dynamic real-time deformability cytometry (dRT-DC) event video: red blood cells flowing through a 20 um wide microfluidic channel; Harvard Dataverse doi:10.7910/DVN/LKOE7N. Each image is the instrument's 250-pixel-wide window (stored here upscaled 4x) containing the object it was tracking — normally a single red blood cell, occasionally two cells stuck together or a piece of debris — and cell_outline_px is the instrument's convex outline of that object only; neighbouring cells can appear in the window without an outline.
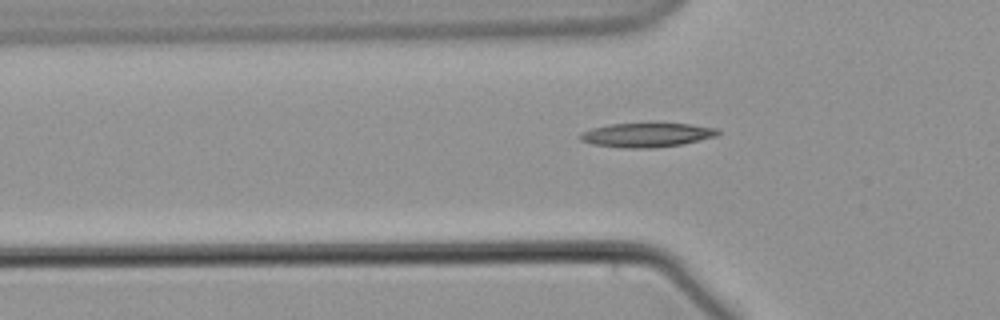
{"species": "common noctule bat (a hibernating species)", "species_latin": "Nyctalus noctula", "temperature_condition": "warm", "stored_images_in_passage": 42, "camera_frame_rate_fps": 3000, "um_per_image_px": 0.085, "animal": {"sex": "male", "body_mass_g": 21.5, "forearm_length_mm": 52.0}, "frame": {"image": 1, "passage_image": 5, "time_ms": 1.333, "image_size_px": [1000, 320], "cell_outline_px": [[720, 132], [716, 136], [684, 144], [652, 148], [620, 148], [592, 144], [580, 140], [580, 136], [584, 132], [592, 128], [612, 124], [688, 124], [716, 128]], "centroid_in_image_um": [54.98, 11.49], "position_along_channel_um": 70.8, "area_um2": 19.13}}
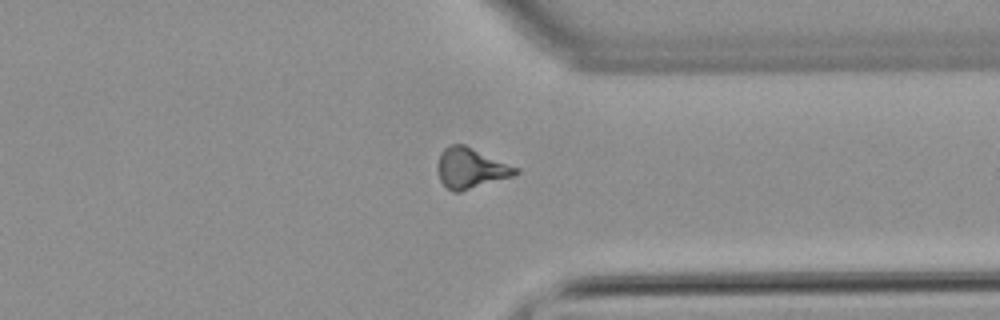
{"frame": {"image": 2, "passage_image": 30, "time_ms": 9.667, "image_size_px": [1000, 320], "cell_outline_px": [[520, 172], [512, 176], [460, 192], [452, 192], [440, 180], [436, 168], [440, 152], [448, 144], [464, 144], [520, 168]], "centroid_in_image_um": [40.0, 14.28], "position_along_channel_um": 371.4, "area_um2": 18.5}}
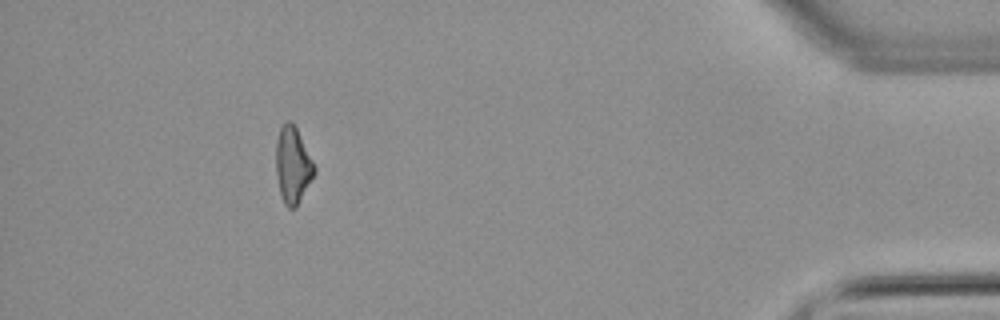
{"frame": {"image": 3, "passage_image": 38, "time_ms": 12.333, "image_size_px": [1000, 320], "cell_outline_px": [[316, 172], [296, 208], [288, 208], [284, 204], [280, 192], [276, 172], [276, 140], [280, 128], [288, 120], [292, 120], [316, 168]], "centroid_in_image_um": [24.88, 14.05], "position_along_channel_um": 410.3, "area_um2": 16.94}}